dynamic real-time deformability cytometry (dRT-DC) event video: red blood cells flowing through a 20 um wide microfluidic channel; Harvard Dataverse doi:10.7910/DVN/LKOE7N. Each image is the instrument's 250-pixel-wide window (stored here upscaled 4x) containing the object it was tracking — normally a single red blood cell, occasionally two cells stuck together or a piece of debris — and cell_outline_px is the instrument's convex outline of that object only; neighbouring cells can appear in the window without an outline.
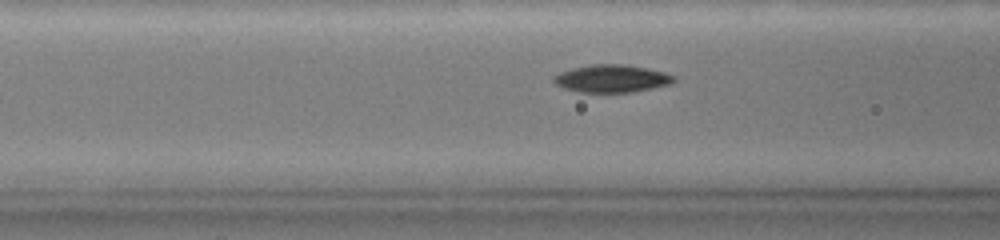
{"species": "common noctule bat (a hibernating species)", "species_latin": "Nyctalus noctula", "temperature_condition": "warm", "stored_images_in_passage": 22, "camera_frame_rate_fps": 3000, "um_per_image_px": 0.085, "animal": {"sex": "female", "body_mass_g": 19.0, "forearm_length_mm": 51.5}, "frame": {"image": 1, "passage_image": 13, "time_ms": 6.333, "image_size_px": [1000, 240], "cell_outline_px": [[672, 80], [668, 84], [628, 92], [580, 92], [556, 84], [552, 80], [560, 72], [572, 68], [592, 64], [628, 64], [648, 68], [664, 72], [672, 76]], "centroid_in_image_um": [51.95, 6.65], "position_along_channel_um": 114.6, "area_um2": 18.79}}
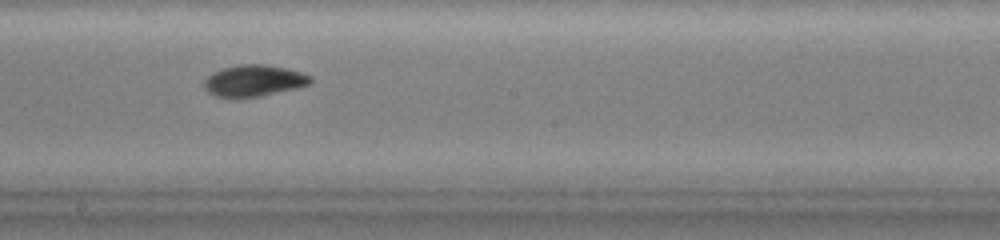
{"frame": {"image": 2, "passage_image": 19, "time_ms": 9.333, "image_size_px": [1000, 240], "cell_outline_px": [[312, 80], [308, 84], [292, 88], [256, 96], [220, 96], [208, 92], [204, 88], [204, 80], [208, 76], [224, 68], [240, 64], [264, 64], [288, 68], [312, 76]], "centroid_in_image_um": [21.58, 6.82], "position_along_channel_um": 226.6, "area_um2": 18.73}}